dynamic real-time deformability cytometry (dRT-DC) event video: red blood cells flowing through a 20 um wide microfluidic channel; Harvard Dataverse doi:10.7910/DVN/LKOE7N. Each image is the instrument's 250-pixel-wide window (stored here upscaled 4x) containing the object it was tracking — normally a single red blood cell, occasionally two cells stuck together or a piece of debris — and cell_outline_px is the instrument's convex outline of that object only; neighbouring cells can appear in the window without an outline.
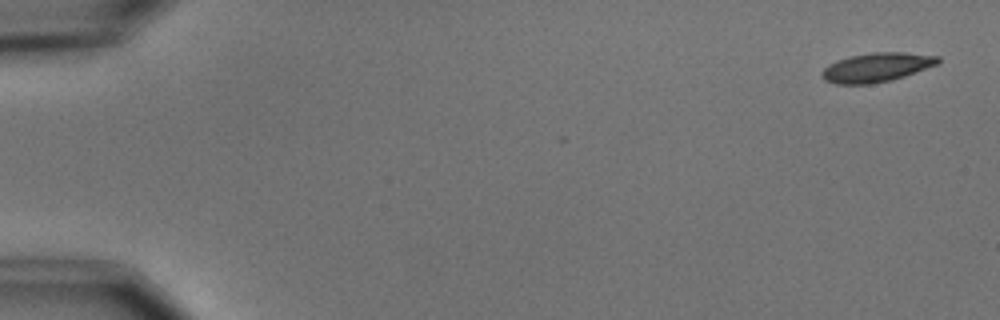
{"species": "common noctule bat (a hibernating species)", "species_latin": "Nyctalus noctula", "temperature_condition": "cold", "stored_images_in_passage": 3, "camera_frame_rate_fps": 3000, "um_per_image_px": 0.085, "animal": {"sex": "male", "body_mass_g": 15.6}, "frame": {"image": 1, "passage_image": 1, "time_ms": 0.0, "image_size_px": [1000, 320], "cell_outline_px": [[940, 64], [892, 80], [872, 84], [836, 84], [824, 80], [820, 76], [820, 72], [828, 64], [836, 60], [852, 56], [872, 52], [904, 52], [940, 56]], "centroid_in_image_um": [74.51, 5.73], "position_along_channel_um": 10.5, "area_um2": 19.94}}